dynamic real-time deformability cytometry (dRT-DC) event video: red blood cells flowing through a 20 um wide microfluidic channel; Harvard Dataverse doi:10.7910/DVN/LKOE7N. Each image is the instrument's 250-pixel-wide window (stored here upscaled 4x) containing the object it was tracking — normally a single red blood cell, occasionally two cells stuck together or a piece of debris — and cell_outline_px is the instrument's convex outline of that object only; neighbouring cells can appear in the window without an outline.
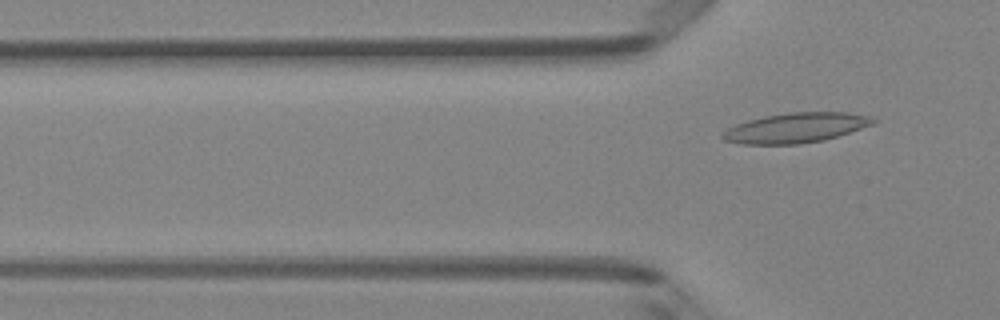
{"species": "Egyptian fruit bat (a non-hibernating species)", "species_latin": "Rousettus aegyptiacus", "temperature_condition": "room temperature", "stored_images_in_passage": 5, "camera_frame_rate_fps": 3000, "um_per_image_px": 0.085, "animal": {"sex": "female"}, "frame": {"image": 1, "passage_image": 5, "time_ms": 1.333, "image_size_px": [1000, 320], "cell_outline_px": [[880, 120], [876, 124], [824, 140], [800, 144], [744, 144], [724, 140], [720, 136], [728, 128], [736, 124], [748, 120], [764, 116], [788, 112], [848, 112], [872, 116]], "centroid_in_image_um": [67.72, 10.85], "position_along_channel_um": 58.1, "area_um2": 26.47}}